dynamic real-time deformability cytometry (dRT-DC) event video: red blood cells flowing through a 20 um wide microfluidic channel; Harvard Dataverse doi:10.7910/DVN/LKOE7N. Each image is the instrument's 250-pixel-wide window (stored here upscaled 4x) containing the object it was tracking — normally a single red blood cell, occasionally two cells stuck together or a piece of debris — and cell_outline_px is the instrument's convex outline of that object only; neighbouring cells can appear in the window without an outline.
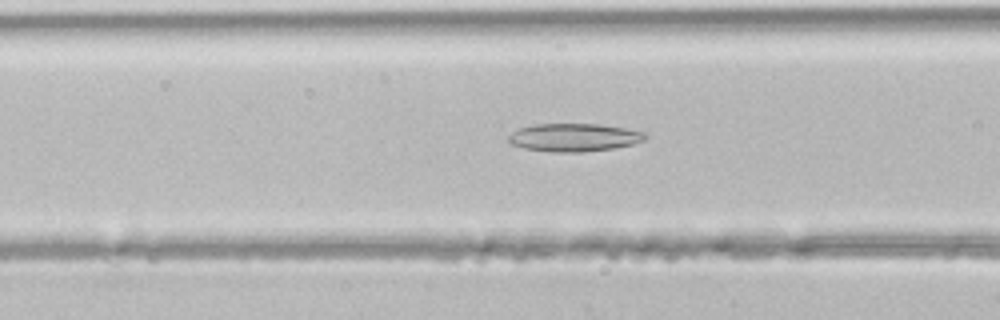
{"species": "common noctule bat (a hibernating species)", "species_latin": "Nyctalus noctula", "temperature_condition": "room temperature", "stored_images_in_passage": 42, "camera_frame_rate_fps": 3000, "um_per_image_px": 0.085, "animal": {"sex": "male", "body_mass_g": 21.5, "forearm_length_mm": 52.0}, "frame": {"image": 1, "passage_image": 16, "time_ms": 5.0, "image_size_px": [1000, 320], "cell_outline_px": [[648, 136], [644, 140], [632, 144], [616, 148], [580, 152], [552, 152], [524, 148], [512, 144], [508, 140], [508, 136], [512, 132], [520, 128], [536, 124], [596, 124], [624, 128], [644, 132]], "centroid_in_image_um": [48.8, 11.69], "position_along_channel_um": 117.8, "area_um2": 22.2}}
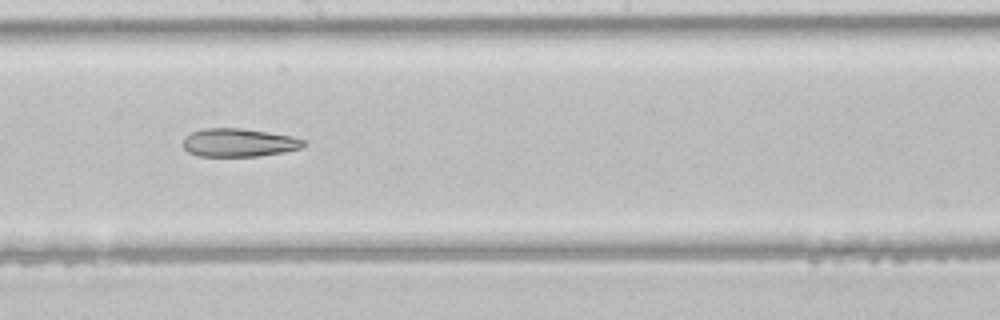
{"frame": {"image": 2, "passage_image": 23, "time_ms": 7.333, "image_size_px": [1000, 320], "cell_outline_px": [[304, 144], [300, 148], [284, 152], [260, 156], [200, 156], [188, 152], [180, 144], [184, 136], [192, 132], [204, 128], [240, 128], [268, 132], [292, 136], [304, 140]], "centroid_in_image_um": [20.24, 12.12], "position_along_channel_um": 228.0, "area_um2": 19.94}}
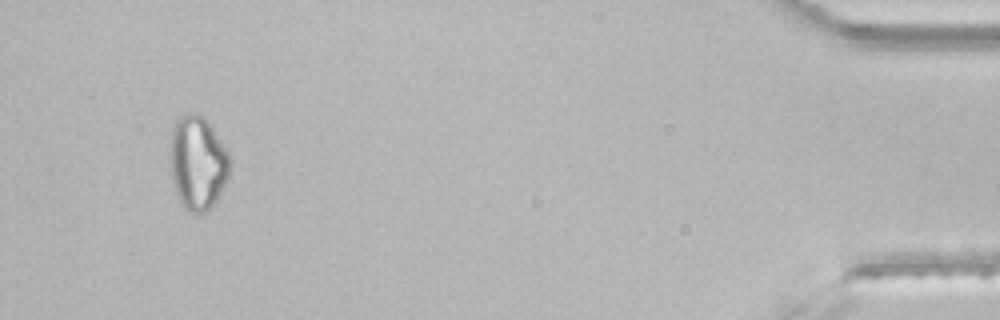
{"frame": {"image": 3, "passage_image": 40, "time_ms": 13.0, "image_size_px": [1000, 320], "cell_outline_px": [[232, 160], [228, 180], [216, 200], [204, 212], [188, 212], [184, 208], [176, 196], [172, 180], [172, 128], [176, 120], [180, 116], [188, 112], [196, 112], [204, 116], [232, 156]], "centroid_in_image_um": [16.84, 13.82], "position_along_channel_um": 418.4, "area_um2": 32.77}}